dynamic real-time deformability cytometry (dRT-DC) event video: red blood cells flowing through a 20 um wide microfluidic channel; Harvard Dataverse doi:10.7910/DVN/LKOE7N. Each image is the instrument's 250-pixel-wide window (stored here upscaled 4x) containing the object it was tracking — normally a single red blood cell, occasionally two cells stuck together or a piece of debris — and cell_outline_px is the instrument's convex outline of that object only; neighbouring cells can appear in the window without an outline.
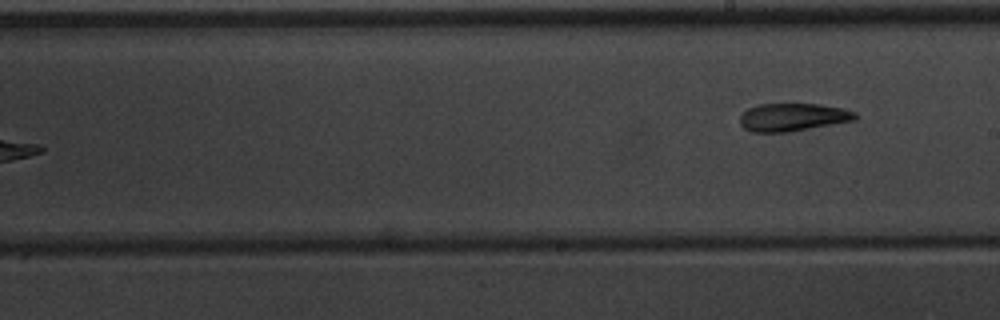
{"species": "common noctule bat (a hibernating species)", "species_latin": "Nyctalus noctula", "temperature_condition": "warm", "stored_images_in_passage": 8, "segment_of_instrument_passage": [2, 2], "camera_frame_rate_fps": 3000, "um_per_image_px": 0.085, "animal": {"sex": "male", "body_mass_g": 20.1, "forearm_length_mm": 53.5}, "frame": {"image": 1, "passage_image": 8, "time_ms": 8.0, "image_size_px": [1000, 320], "cell_outline_px": [[856, 120], [788, 132], [752, 132], [744, 128], [740, 124], [740, 116], [748, 108], [756, 104], [820, 104], [844, 108], [856, 112]], "centroid_in_image_um": [67.39, 9.95], "position_along_channel_um": 221.6, "area_um2": 18.79}}